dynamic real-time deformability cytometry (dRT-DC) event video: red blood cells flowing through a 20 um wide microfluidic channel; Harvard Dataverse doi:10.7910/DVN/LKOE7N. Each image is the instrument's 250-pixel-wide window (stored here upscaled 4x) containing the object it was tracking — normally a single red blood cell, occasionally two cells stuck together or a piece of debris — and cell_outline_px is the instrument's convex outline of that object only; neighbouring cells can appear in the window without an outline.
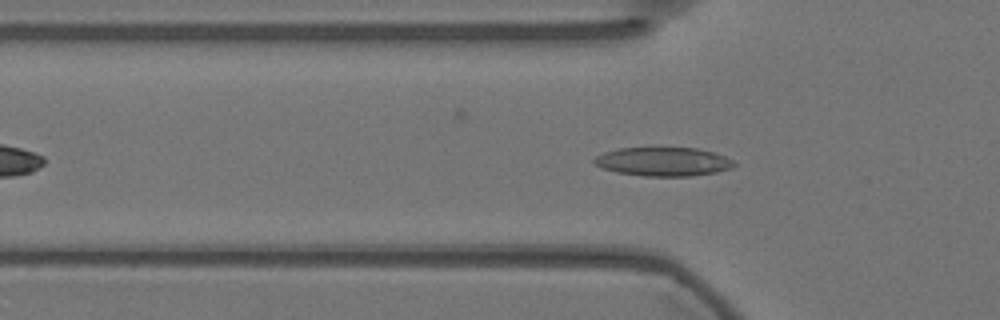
{"species": "Egyptian fruit bat (a non-hibernating species)", "species_latin": "Rousettus aegyptiacus", "temperature_condition": "warm", "stored_images_in_passage": 47, "camera_frame_rate_fps": 3000, "um_per_image_px": 0.085, "animal": {"sex": "female"}, "frame": {"image": 1, "passage_image": 12, "time_ms": 3.667, "image_size_px": [1000, 320], "cell_outline_px": [[736, 164], [732, 168], [716, 172], [692, 176], [644, 176], [616, 172], [604, 168], [596, 164], [592, 160], [596, 156], [604, 152], [620, 148], [696, 148], [712, 152], [724, 156], [732, 160]], "centroid_in_image_um": [56.38, 13.74], "position_along_channel_um": 69.4, "area_um2": 23.29}}
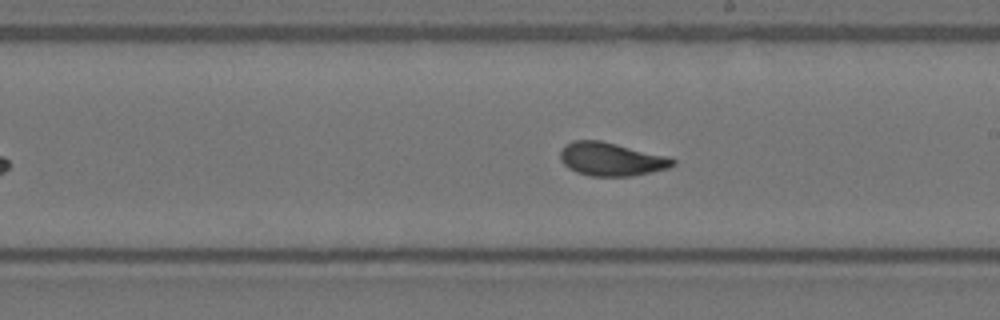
{"frame": {"image": 2, "passage_image": 26, "time_ms": 8.333, "image_size_px": [1000, 320], "cell_outline_px": [[676, 164], [668, 168], [632, 176], [588, 176], [576, 172], [568, 168], [560, 160], [560, 152], [564, 144], [572, 140], [600, 140], [668, 156], [676, 160]], "centroid_in_image_um": [51.93, 13.52], "position_along_channel_um": 237.1, "area_um2": 22.02}}
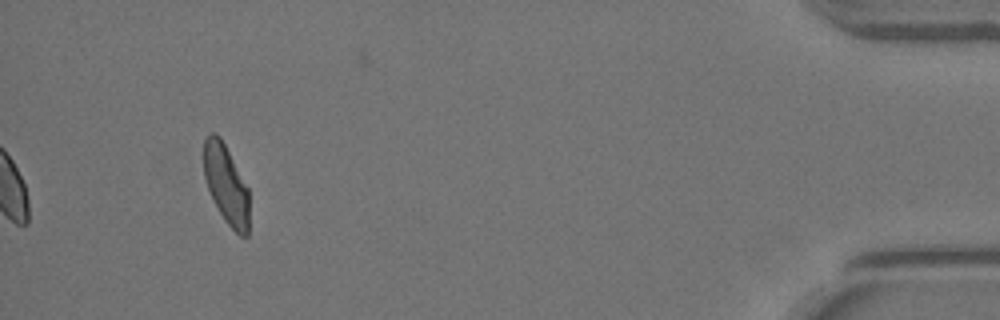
{"frame": {"image": 3, "passage_image": 47, "time_ms": 15.333, "image_size_px": [1000, 320], "cell_outline_px": [[248, 236], [240, 236], [224, 220], [208, 188], [204, 176], [204, 136], [208, 132], [216, 132], [220, 136], [248, 188]], "centroid_in_image_um": [19.2, 15.63], "position_along_channel_um": 416.0, "area_um2": 20.69}, "authors_computed_cell_mechanics": {"area_um2": 21.7906, "velocity_mm_per_s": 3.583, "shape_relaxation_time_tau1_ms": 4.1761, "shape_relaxation_time_tau2_ms": 1.1635, "deformation_change_tau1": 0.1179, "deformation_change_tau2": 0.0718}}